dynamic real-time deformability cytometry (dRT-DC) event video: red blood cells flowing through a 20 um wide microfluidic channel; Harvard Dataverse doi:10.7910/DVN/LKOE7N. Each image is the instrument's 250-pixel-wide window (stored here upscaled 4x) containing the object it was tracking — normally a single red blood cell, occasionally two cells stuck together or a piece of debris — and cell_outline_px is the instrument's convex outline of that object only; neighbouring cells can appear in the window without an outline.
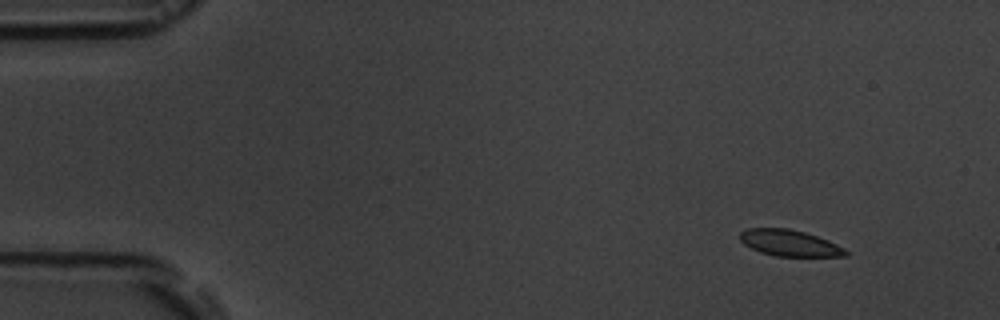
{"species": "common noctule bat (a hibernating species)", "species_latin": "Nyctalus noctula", "temperature_condition": "room temperature", "stored_images_in_passage": 4, "camera_frame_rate_fps": 3000, "um_per_image_px": 0.085, "animal": {"sex": "male", "body_mass_g": 19.5, "forearm_length_mm": 54.6}, "frame": {"image": 1, "passage_image": 1, "time_ms": 0.0, "image_size_px": [1000, 320], "cell_outline_px": [[848, 256], [776, 256], [760, 252], [744, 244], [740, 240], [740, 232], [748, 228], [788, 228], [804, 232], [828, 240], [844, 248], [848, 252]], "centroid_in_image_um": [67.11, 20.65], "position_along_channel_um": 17.9, "area_um2": 16.07}}
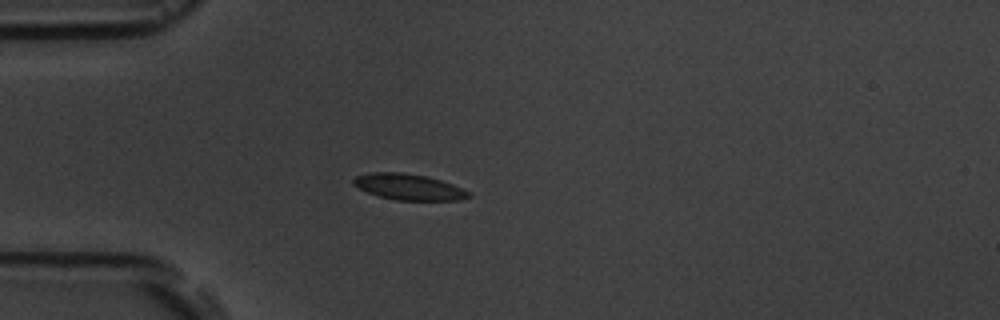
{"frame": {"image": 2, "passage_image": 4, "time_ms": 3.333, "image_size_px": [1000, 320], "cell_outline_px": [[472, 196], [460, 200], [396, 200], [380, 196], [368, 192], [352, 184], [352, 180], [356, 176], [372, 172], [400, 172], [424, 176], [440, 180], [452, 184], [472, 192]], "centroid_in_image_um": [34.77, 15.89], "position_along_channel_um": 50.2, "area_um2": 17.34}}